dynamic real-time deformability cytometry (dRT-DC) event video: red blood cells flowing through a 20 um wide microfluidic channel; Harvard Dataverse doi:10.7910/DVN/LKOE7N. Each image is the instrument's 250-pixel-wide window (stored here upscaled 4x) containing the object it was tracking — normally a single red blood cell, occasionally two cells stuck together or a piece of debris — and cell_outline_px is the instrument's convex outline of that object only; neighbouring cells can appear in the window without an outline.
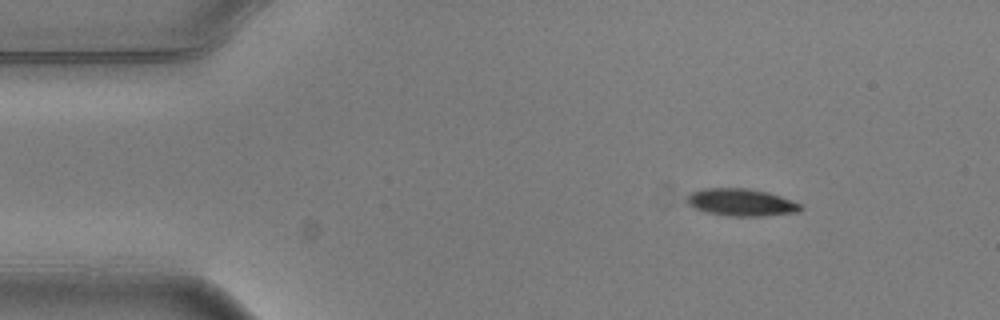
{"species": "common noctule bat (a hibernating species)", "species_latin": "Nyctalus noctula", "temperature_condition": "warm", "stored_images_in_passage": 4, "camera_frame_rate_fps": 3000, "um_per_image_px": 0.085, "animal": {"sex": "male", "body_mass_g": 20.5, "forearm_length_mm": 52.5}, "frame": {"image": 1, "passage_image": 1, "time_ms": 0.0, "image_size_px": [1000, 320], "cell_outline_px": [[804, 208], [800, 212], [764, 216], [728, 216], [708, 212], [696, 208], [688, 204], [688, 196], [692, 192], [704, 188], [748, 188], [768, 192], [792, 200], [800, 204]], "centroid_in_image_um": [63.06, 17.2], "position_along_channel_um": 21.9, "area_um2": 18.03}}
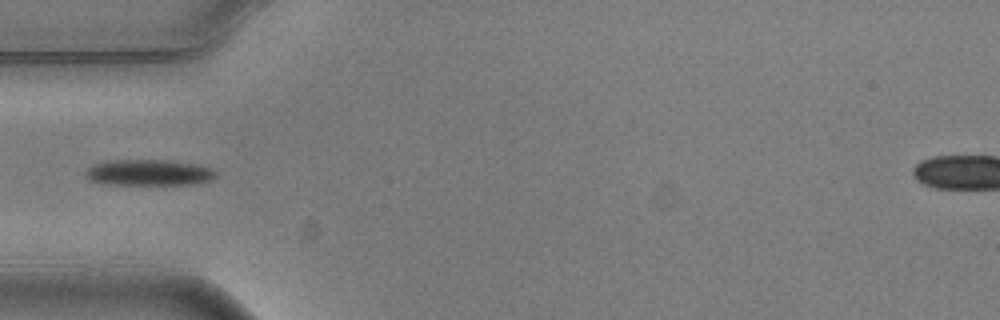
{"frame": {"image": 2, "passage_image": 4, "time_ms": 1.0, "image_size_px": [1000, 320], "cell_outline_px": [[216, 176], [208, 180], [192, 184], [104, 184], [92, 180], [84, 172], [92, 164], [112, 160], [172, 160], [200, 164], [212, 168], [216, 172]], "centroid_in_image_um": [12.68, 14.65], "position_along_channel_um": 72.3, "area_um2": 19.71}}